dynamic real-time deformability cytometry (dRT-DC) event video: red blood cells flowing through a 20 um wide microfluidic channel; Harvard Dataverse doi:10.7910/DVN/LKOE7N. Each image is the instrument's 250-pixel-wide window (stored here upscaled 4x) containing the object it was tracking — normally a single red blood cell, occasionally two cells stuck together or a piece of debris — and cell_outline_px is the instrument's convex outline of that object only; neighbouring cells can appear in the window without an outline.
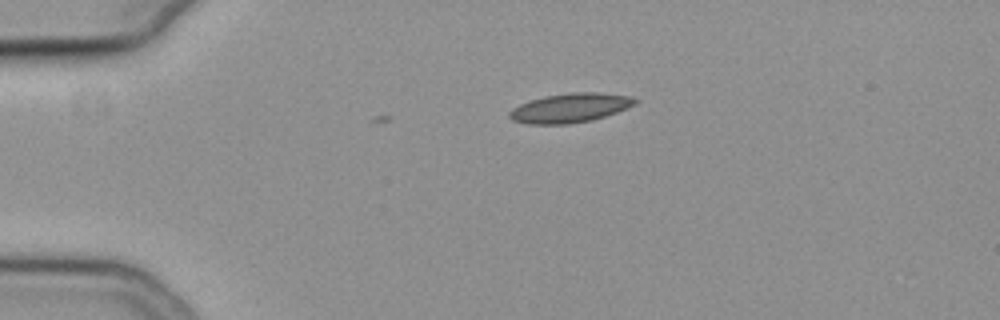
{"species": "common noctule bat (a hibernating species)", "species_latin": "Nyctalus noctula", "temperature_condition": "cold", "stored_images_in_passage": 2, "camera_frame_rate_fps": 3000, "um_per_image_px": 0.085, "animal": {"sex": "female", "body_mass_g": 19.3, "forearm_length_mm": 54.1}, "frame": {"image": 1, "passage_image": 2, "time_ms": 0.333, "image_size_px": [1000, 320], "cell_outline_px": [[636, 104], [616, 112], [592, 120], [568, 124], [528, 124], [512, 120], [508, 116], [508, 112], [512, 108], [520, 104], [544, 96], [572, 92], [596, 92], [628, 96], [636, 100]], "centroid_in_image_um": [48.41, 9.18], "position_along_channel_um": 36.6, "area_um2": 21.21}}